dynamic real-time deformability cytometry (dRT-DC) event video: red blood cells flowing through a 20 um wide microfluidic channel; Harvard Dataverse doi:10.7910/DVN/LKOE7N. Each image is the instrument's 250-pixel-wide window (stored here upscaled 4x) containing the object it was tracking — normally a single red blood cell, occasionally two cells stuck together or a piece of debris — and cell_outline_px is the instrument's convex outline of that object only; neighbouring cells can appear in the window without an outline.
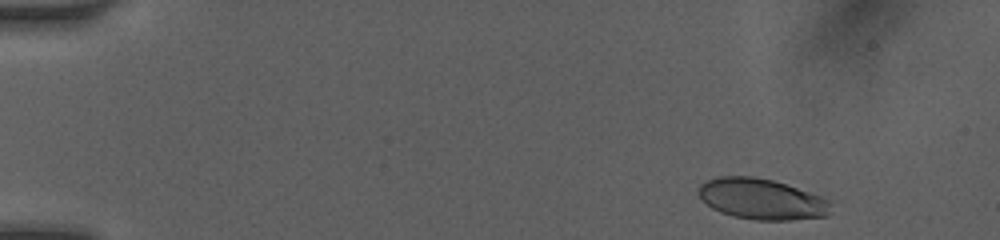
{"species": "human", "species_latin": "Homo sapiens", "temperature_condition": "room temperature", "stored_images_in_passage": 11, "camera_frame_rate_fps": 3000, "um_per_image_px": 0.085, "donor": {"sex": "female"}, "frame": {"image": 1, "passage_image": 2, "time_ms": 0.667, "image_size_px": [1000, 240], "cell_outline_px": [[828, 216], [792, 220], [756, 220], [732, 216], [720, 212], [712, 208], [696, 192], [700, 184], [708, 180], [720, 176], [752, 176], [772, 180], [824, 196], [828, 200]], "centroid_in_image_um": [64.72, 16.92], "position_along_channel_um": 20.3, "area_um2": 31.39}}
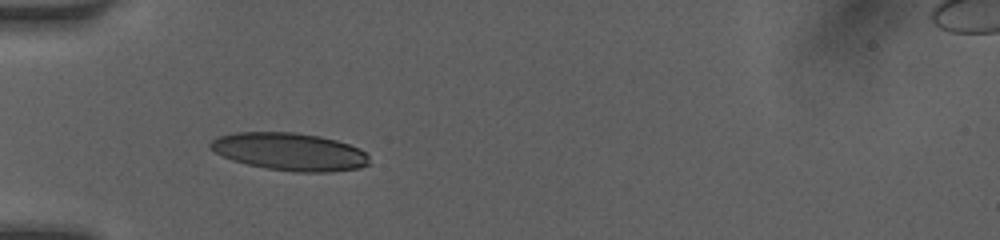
{"frame": {"image": 2, "passage_image": 8, "time_ms": 4.333, "image_size_px": [1000, 240], "cell_outline_px": [[368, 164], [360, 168], [332, 172], [296, 172], [264, 168], [232, 160], [208, 148], [208, 144], [212, 140], [220, 136], [236, 132], [292, 132], [320, 136], [336, 140], [360, 148], [368, 156]], "centroid_in_image_um": [24.62, 12.89], "position_along_channel_um": 60.4, "area_um2": 34.85}}
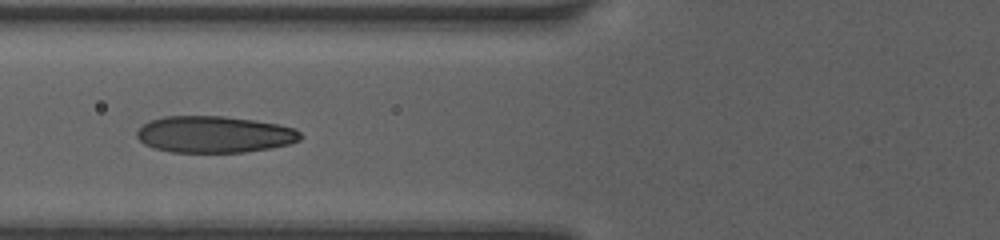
{"frame": {"image": 3, "passage_image": 10, "time_ms": 5.667, "image_size_px": [1000, 240], "cell_outline_px": [[304, 136], [300, 140], [288, 144], [272, 148], [244, 152], [172, 152], [152, 148], [144, 144], [136, 136], [136, 132], [148, 120], [164, 116], [224, 116], [252, 120], [276, 124], [296, 128]], "centroid_in_image_um": [18.21, 11.42], "position_along_channel_um": 107.6, "area_um2": 35.08}}